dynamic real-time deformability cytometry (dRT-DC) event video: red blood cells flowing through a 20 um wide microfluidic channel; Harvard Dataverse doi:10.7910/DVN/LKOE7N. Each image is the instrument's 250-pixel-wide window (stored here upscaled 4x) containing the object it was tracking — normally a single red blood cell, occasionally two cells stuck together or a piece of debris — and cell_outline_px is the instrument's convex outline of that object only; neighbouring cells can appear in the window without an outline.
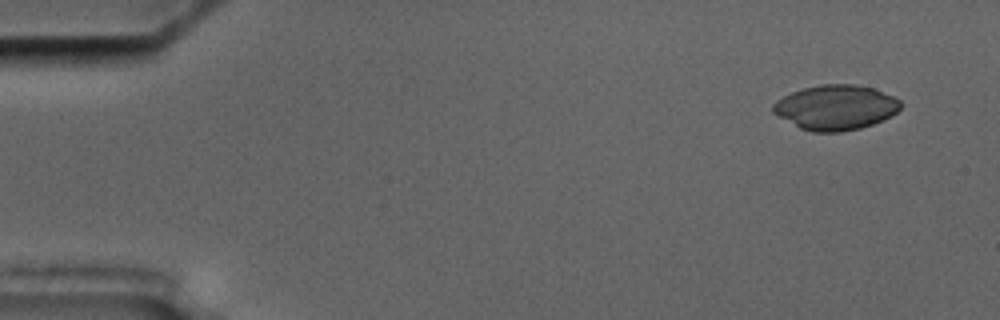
{"species": "common noctule bat (a hibernating species)", "species_latin": "Nyctalus noctula", "temperature_condition": "cold", "stored_images_in_passage": 6, "camera_frame_rate_fps": 3000, "um_per_image_px": 0.085, "animal": {"sex": "male", "body_mass_g": 17.5, "forearm_length_mm": 52.3}, "frame": {"image": 1, "passage_image": 1, "time_ms": 0.0, "image_size_px": [1000, 320], "cell_outline_px": [[900, 108], [896, 112], [872, 124], [860, 128], [840, 132], [812, 132], [800, 128], [772, 112], [772, 104], [776, 100], [792, 92], [804, 88], [820, 84], [856, 84], [872, 88], [892, 96], [900, 100]], "centroid_in_image_um": [70.99, 9.13], "position_along_channel_um": 14.0, "area_um2": 33.06}}